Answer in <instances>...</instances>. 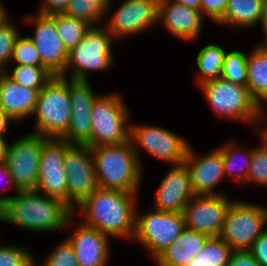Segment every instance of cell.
<instances>
[{
    "mask_svg": "<svg viewBox=\"0 0 267 266\" xmlns=\"http://www.w3.org/2000/svg\"><path fill=\"white\" fill-rule=\"evenodd\" d=\"M67 181V205L73 210L97 188L91 148L86 144H70L64 154Z\"/></svg>",
    "mask_w": 267,
    "mask_h": 266,
    "instance_id": "obj_11",
    "label": "cell"
},
{
    "mask_svg": "<svg viewBox=\"0 0 267 266\" xmlns=\"http://www.w3.org/2000/svg\"><path fill=\"white\" fill-rule=\"evenodd\" d=\"M232 248L220 237H210L195 256L204 266H227Z\"/></svg>",
    "mask_w": 267,
    "mask_h": 266,
    "instance_id": "obj_31",
    "label": "cell"
},
{
    "mask_svg": "<svg viewBox=\"0 0 267 266\" xmlns=\"http://www.w3.org/2000/svg\"><path fill=\"white\" fill-rule=\"evenodd\" d=\"M217 149L222 154L225 178H226V175L234 176L233 177L234 179L235 177H237L236 181L238 183L243 182V184H246L247 174L251 166L252 149L247 150L243 155H241L242 153L240 149L242 150L243 148H239V147L236 148L233 142L223 144L221 147ZM239 155L242 156L240 157V159L242 158L243 160H245L242 163V165L244 166L240 165V163L237 162ZM243 160H241V162ZM234 172L236 173L234 174Z\"/></svg>",
    "mask_w": 267,
    "mask_h": 266,
    "instance_id": "obj_28",
    "label": "cell"
},
{
    "mask_svg": "<svg viewBox=\"0 0 267 266\" xmlns=\"http://www.w3.org/2000/svg\"><path fill=\"white\" fill-rule=\"evenodd\" d=\"M260 266H267V229L248 250Z\"/></svg>",
    "mask_w": 267,
    "mask_h": 266,
    "instance_id": "obj_39",
    "label": "cell"
},
{
    "mask_svg": "<svg viewBox=\"0 0 267 266\" xmlns=\"http://www.w3.org/2000/svg\"><path fill=\"white\" fill-rule=\"evenodd\" d=\"M228 0H201L200 12L213 19V22L219 23L226 12Z\"/></svg>",
    "mask_w": 267,
    "mask_h": 266,
    "instance_id": "obj_38",
    "label": "cell"
},
{
    "mask_svg": "<svg viewBox=\"0 0 267 266\" xmlns=\"http://www.w3.org/2000/svg\"><path fill=\"white\" fill-rule=\"evenodd\" d=\"M233 201L223 193L194 195L183 210L185 227L209 237H219L225 215Z\"/></svg>",
    "mask_w": 267,
    "mask_h": 266,
    "instance_id": "obj_15",
    "label": "cell"
},
{
    "mask_svg": "<svg viewBox=\"0 0 267 266\" xmlns=\"http://www.w3.org/2000/svg\"><path fill=\"white\" fill-rule=\"evenodd\" d=\"M110 5L109 0H70L63 14L95 26L107 17Z\"/></svg>",
    "mask_w": 267,
    "mask_h": 266,
    "instance_id": "obj_27",
    "label": "cell"
},
{
    "mask_svg": "<svg viewBox=\"0 0 267 266\" xmlns=\"http://www.w3.org/2000/svg\"><path fill=\"white\" fill-rule=\"evenodd\" d=\"M209 238L206 234L185 227L155 261L158 266H184L203 249Z\"/></svg>",
    "mask_w": 267,
    "mask_h": 266,
    "instance_id": "obj_23",
    "label": "cell"
},
{
    "mask_svg": "<svg viewBox=\"0 0 267 266\" xmlns=\"http://www.w3.org/2000/svg\"><path fill=\"white\" fill-rule=\"evenodd\" d=\"M42 266H79L73 246L66 238L54 248ZM35 266H38L35 263Z\"/></svg>",
    "mask_w": 267,
    "mask_h": 266,
    "instance_id": "obj_37",
    "label": "cell"
},
{
    "mask_svg": "<svg viewBox=\"0 0 267 266\" xmlns=\"http://www.w3.org/2000/svg\"><path fill=\"white\" fill-rule=\"evenodd\" d=\"M0 177H1V179L5 177V180H8V182L6 181L8 183L7 186H9L10 188L13 187V190L15 192L19 191L16 188V186L14 185V182H13L12 176L10 174V171L8 170V167H7V165L5 163L0 164Z\"/></svg>",
    "mask_w": 267,
    "mask_h": 266,
    "instance_id": "obj_43",
    "label": "cell"
},
{
    "mask_svg": "<svg viewBox=\"0 0 267 266\" xmlns=\"http://www.w3.org/2000/svg\"><path fill=\"white\" fill-rule=\"evenodd\" d=\"M227 266H260L248 250L233 251Z\"/></svg>",
    "mask_w": 267,
    "mask_h": 266,
    "instance_id": "obj_40",
    "label": "cell"
},
{
    "mask_svg": "<svg viewBox=\"0 0 267 266\" xmlns=\"http://www.w3.org/2000/svg\"><path fill=\"white\" fill-rule=\"evenodd\" d=\"M184 266H204L202 263L197 261V258L194 257L192 261L189 263L185 264Z\"/></svg>",
    "mask_w": 267,
    "mask_h": 266,
    "instance_id": "obj_49",
    "label": "cell"
},
{
    "mask_svg": "<svg viewBox=\"0 0 267 266\" xmlns=\"http://www.w3.org/2000/svg\"><path fill=\"white\" fill-rule=\"evenodd\" d=\"M200 88L218 117L257 124L259 107L247 86L219 77L201 84Z\"/></svg>",
    "mask_w": 267,
    "mask_h": 266,
    "instance_id": "obj_7",
    "label": "cell"
},
{
    "mask_svg": "<svg viewBox=\"0 0 267 266\" xmlns=\"http://www.w3.org/2000/svg\"><path fill=\"white\" fill-rule=\"evenodd\" d=\"M190 145L185 165L190 173L191 187L195 195H221L215 187L225 177L222 154L218 149L208 152L202 157L194 153Z\"/></svg>",
    "mask_w": 267,
    "mask_h": 266,
    "instance_id": "obj_18",
    "label": "cell"
},
{
    "mask_svg": "<svg viewBox=\"0 0 267 266\" xmlns=\"http://www.w3.org/2000/svg\"><path fill=\"white\" fill-rule=\"evenodd\" d=\"M108 238L105 233L84 224L77 226L67 237L79 266H106L110 258Z\"/></svg>",
    "mask_w": 267,
    "mask_h": 266,
    "instance_id": "obj_21",
    "label": "cell"
},
{
    "mask_svg": "<svg viewBox=\"0 0 267 266\" xmlns=\"http://www.w3.org/2000/svg\"><path fill=\"white\" fill-rule=\"evenodd\" d=\"M90 26L80 19L67 17L64 14L55 15L56 31L68 51L82 41Z\"/></svg>",
    "mask_w": 267,
    "mask_h": 266,
    "instance_id": "obj_29",
    "label": "cell"
},
{
    "mask_svg": "<svg viewBox=\"0 0 267 266\" xmlns=\"http://www.w3.org/2000/svg\"><path fill=\"white\" fill-rule=\"evenodd\" d=\"M129 140L142 164L138 147L145 149L150 155L173 165L184 163L190 143L178 134L159 126L130 125Z\"/></svg>",
    "mask_w": 267,
    "mask_h": 266,
    "instance_id": "obj_10",
    "label": "cell"
},
{
    "mask_svg": "<svg viewBox=\"0 0 267 266\" xmlns=\"http://www.w3.org/2000/svg\"><path fill=\"white\" fill-rule=\"evenodd\" d=\"M185 228L183 213L154 209L138 216L136 211L135 234L140 244L156 260Z\"/></svg>",
    "mask_w": 267,
    "mask_h": 266,
    "instance_id": "obj_9",
    "label": "cell"
},
{
    "mask_svg": "<svg viewBox=\"0 0 267 266\" xmlns=\"http://www.w3.org/2000/svg\"><path fill=\"white\" fill-rule=\"evenodd\" d=\"M259 23H261L262 30H264L263 32H264L265 40L262 43L259 42L257 46L260 48L267 49V0H264L263 12H262V16H261Z\"/></svg>",
    "mask_w": 267,
    "mask_h": 266,
    "instance_id": "obj_42",
    "label": "cell"
},
{
    "mask_svg": "<svg viewBox=\"0 0 267 266\" xmlns=\"http://www.w3.org/2000/svg\"><path fill=\"white\" fill-rule=\"evenodd\" d=\"M154 209L165 212L183 213L184 207L194 197L190 173L181 163L173 165L156 190Z\"/></svg>",
    "mask_w": 267,
    "mask_h": 266,
    "instance_id": "obj_19",
    "label": "cell"
},
{
    "mask_svg": "<svg viewBox=\"0 0 267 266\" xmlns=\"http://www.w3.org/2000/svg\"><path fill=\"white\" fill-rule=\"evenodd\" d=\"M113 36L103 25L90 26L82 41L68 51L64 72L71 71V79L88 80L90 71H104L114 64L112 55Z\"/></svg>",
    "mask_w": 267,
    "mask_h": 266,
    "instance_id": "obj_6",
    "label": "cell"
},
{
    "mask_svg": "<svg viewBox=\"0 0 267 266\" xmlns=\"http://www.w3.org/2000/svg\"><path fill=\"white\" fill-rule=\"evenodd\" d=\"M25 22L35 26L34 35L28 38L34 43L42 66L54 76H60L65 70L68 50L56 31L55 15H28Z\"/></svg>",
    "mask_w": 267,
    "mask_h": 266,
    "instance_id": "obj_14",
    "label": "cell"
},
{
    "mask_svg": "<svg viewBox=\"0 0 267 266\" xmlns=\"http://www.w3.org/2000/svg\"><path fill=\"white\" fill-rule=\"evenodd\" d=\"M117 93L99 95L91 108V134L86 143L90 148L100 145H118L129 141V110Z\"/></svg>",
    "mask_w": 267,
    "mask_h": 266,
    "instance_id": "obj_5",
    "label": "cell"
},
{
    "mask_svg": "<svg viewBox=\"0 0 267 266\" xmlns=\"http://www.w3.org/2000/svg\"><path fill=\"white\" fill-rule=\"evenodd\" d=\"M70 144L63 139L47 138L42 144L35 190L61 199L67 204V181L64 154Z\"/></svg>",
    "mask_w": 267,
    "mask_h": 266,
    "instance_id": "obj_13",
    "label": "cell"
},
{
    "mask_svg": "<svg viewBox=\"0 0 267 266\" xmlns=\"http://www.w3.org/2000/svg\"><path fill=\"white\" fill-rule=\"evenodd\" d=\"M46 139L39 134L28 133L9 144L5 164L18 190H35L40 153Z\"/></svg>",
    "mask_w": 267,
    "mask_h": 266,
    "instance_id": "obj_12",
    "label": "cell"
},
{
    "mask_svg": "<svg viewBox=\"0 0 267 266\" xmlns=\"http://www.w3.org/2000/svg\"><path fill=\"white\" fill-rule=\"evenodd\" d=\"M8 13L5 11L4 7L0 3V27L9 21Z\"/></svg>",
    "mask_w": 267,
    "mask_h": 266,
    "instance_id": "obj_47",
    "label": "cell"
},
{
    "mask_svg": "<svg viewBox=\"0 0 267 266\" xmlns=\"http://www.w3.org/2000/svg\"><path fill=\"white\" fill-rule=\"evenodd\" d=\"M70 0H44L38 13L44 15L63 14Z\"/></svg>",
    "mask_w": 267,
    "mask_h": 266,
    "instance_id": "obj_41",
    "label": "cell"
},
{
    "mask_svg": "<svg viewBox=\"0 0 267 266\" xmlns=\"http://www.w3.org/2000/svg\"><path fill=\"white\" fill-rule=\"evenodd\" d=\"M158 0H124L105 23L113 38L128 37L157 25Z\"/></svg>",
    "mask_w": 267,
    "mask_h": 266,
    "instance_id": "obj_16",
    "label": "cell"
},
{
    "mask_svg": "<svg viewBox=\"0 0 267 266\" xmlns=\"http://www.w3.org/2000/svg\"><path fill=\"white\" fill-rule=\"evenodd\" d=\"M137 194L97 188L73 209V215L80 210L84 225L107 236L131 239L135 234Z\"/></svg>",
    "mask_w": 267,
    "mask_h": 266,
    "instance_id": "obj_2",
    "label": "cell"
},
{
    "mask_svg": "<svg viewBox=\"0 0 267 266\" xmlns=\"http://www.w3.org/2000/svg\"><path fill=\"white\" fill-rule=\"evenodd\" d=\"M225 53L221 46L215 44H208L200 49L196 59L200 71L197 75L199 86L221 77Z\"/></svg>",
    "mask_w": 267,
    "mask_h": 266,
    "instance_id": "obj_26",
    "label": "cell"
},
{
    "mask_svg": "<svg viewBox=\"0 0 267 266\" xmlns=\"http://www.w3.org/2000/svg\"><path fill=\"white\" fill-rule=\"evenodd\" d=\"M98 188L138 193L142 166L130 140L91 147Z\"/></svg>",
    "mask_w": 267,
    "mask_h": 266,
    "instance_id": "obj_3",
    "label": "cell"
},
{
    "mask_svg": "<svg viewBox=\"0 0 267 266\" xmlns=\"http://www.w3.org/2000/svg\"><path fill=\"white\" fill-rule=\"evenodd\" d=\"M249 54L247 57V87L259 107L257 126L267 116L265 115L267 109L264 107L267 104V49L256 46Z\"/></svg>",
    "mask_w": 267,
    "mask_h": 266,
    "instance_id": "obj_24",
    "label": "cell"
},
{
    "mask_svg": "<svg viewBox=\"0 0 267 266\" xmlns=\"http://www.w3.org/2000/svg\"><path fill=\"white\" fill-rule=\"evenodd\" d=\"M169 1L177 3V4L185 5L188 7H192L195 9H200V3H201V0H169Z\"/></svg>",
    "mask_w": 267,
    "mask_h": 266,
    "instance_id": "obj_45",
    "label": "cell"
},
{
    "mask_svg": "<svg viewBox=\"0 0 267 266\" xmlns=\"http://www.w3.org/2000/svg\"><path fill=\"white\" fill-rule=\"evenodd\" d=\"M68 90L71 100L69 128L61 138L69 144H86L91 134V108L99 95L93 94L89 80L70 79Z\"/></svg>",
    "mask_w": 267,
    "mask_h": 266,
    "instance_id": "obj_17",
    "label": "cell"
},
{
    "mask_svg": "<svg viewBox=\"0 0 267 266\" xmlns=\"http://www.w3.org/2000/svg\"><path fill=\"white\" fill-rule=\"evenodd\" d=\"M252 148V159L246 181L267 185V145Z\"/></svg>",
    "mask_w": 267,
    "mask_h": 266,
    "instance_id": "obj_33",
    "label": "cell"
},
{
    "mask_svg": "<svg viewBox=\"0 0 267 266\" xmlns=\"http://www.w3.org/2000/svg\"><path fill=\"white\" fill-rule=\"evenodd\" d=\"M264 0H228L223 19L218 24L249 28L260 22Z\"/></svg>",
    "mask_w": 267,
    "mask_h": 266,
    "instance_id": "obj_25",
    "label": "cell"
},
{
    "mask_svg": "<svg viewBox=\"0 0 267 266\" xmlns=\"http://www.w3.org/2000/svg\"><path fill=\"white\" fill-rule=\"evenodd\" d=\"M267 208L234 200L224 218L219 237L233 251L249 250L255 240L265 231Z\"/></svg>",
    "mask_w": 267,
    "mask_h": 266,
    "instance_id": "obj_8",
    "label": "cell"
},
{
    "mask_svg": "<svg viewBox=\"0 0 267 266\" xmlns=\"http://www.w3.org/2000/svg\"><path fill=\"white\" fill-rule=\"evenodd\" d=\"M73 210L61 199L36 190H19L0 196V222L36 232H53L72 222Z\"/></svg>",
    "mask_w": 267,
    "mask_h": 266,
    "instance_id": "obj_1",
    "label": "cell"
},
{
    "mask_svg": "<svg viewBox=\"0 0 267 266\" xmlns=\"http://www.w3.org/2000/svg\"><path fill=\"white\" fill-rule=\"evenodd\" d=\"M157 22H160L178 39L193 41L201 34L203 15L199 9L158 0Z\"/></svg>",
    "mask_w": 267,
    "mask_h": 266,
    "instance_id": "obj_20",
    "label": "cell"
},
{
    "mask_svg": "<svg viewBox=\"0 0 267 266\" xmlns=\"http://www.w3.org/2000/svg\"><path fill=\"white\" fill-rule=\"evenodd\" d=\"M36 129L31 132L45 138L61 139L67 132L71 117V100L68 80L54 76L38 94Z\"/></svg>",
    "mask_w": 267,
    "mask_h": 266,
    "instance_id": "obj_4",
    "label": "cell"
},
{
    "mask_svg": "<svg viewBox=\"0 0 267 266\" xmlns=\"http://www.w3.org/2000/svg\"><path fill=\"white\" fill-rule=\"evenodd\" d=\"M19 35V30L13 22L11 23V20L0 27V72H5L4 66L11 62L15 42Z\"/></svg>",
    "mask_w": 267,
    "mask_h": 266,
    "instance_id": "obj_34",
    "label": "cell"
},
{
    "mask_svg": "<svg viewBox=\"0 0 267 266\" xmlns=\"http://www.w3.org/2000/svg\"><path fill=\"white\" fill-rule=\"evenodd\" d=\"M8 146L4 137H0V164L5 163Z\"/></svg>",
    "mask_w": 267,
    "mask_h": 266,
    "instance_id": "obj_46",
    "label": "cell"
},
{
    "mask_svg": "<svg viewBox=\"0 0 267 266\" xmlns=\"http://www.w3.org/2000/svg\"><path fill=\"white\" fill-rule=\"evenodd\" d=\"M13 120L0 109V137H4L8 131L9 122Z\"/></svg>",
    "mask_w": 267,
    "mask_h": 266,
    "instance_id": "obj_44",
    "label": "cell"
},
{
    "mask_svg": "<svg viewBox=\"0 0 267 266\" xmlns=\"http://www.w3.org/2000/svg\"><path fill=\"white\" fill-rule=\"evenodd\" d=\"M5 73L13 81L37 91H40L54 77L43 66L13 65L12 72L5 71Z\"/></svg>",
    "mask_w": 267,
    "mask_h": 266,
    "instance_id": "obj_30",
    "label": "cell"
},
{
    "mask_svg": "<svg viewBox=\"0 0 267 266\" xmlns=\"http://www.w3.org/2000/svg\"><path fill=\"white\" fill-rule=\"evenodd\" d=\"M241 51L232 50L225 53L221 77L233 83L247 86V57Z\"/></svg>",
    "mask_w": 267,
    "mask_h": 266,
    "instance_id": "obj_32",
    "label": "cell"
},
{
    "mask_svg": "<svg viewBox=\"0 0 267 266\" xmlns=\"http://www.w3.org/2000/svg\"><path fill=\"white\" fill-rule=\"evenodd\" d=\"M16 65L42 66L34 43L27 37H19L15 42L12 59Z\"/></svg>",
    "mask_w": 267,
    "mask_h": 266,
    "instance_id": "obj_35",
    "label": "cell"
},
{
    "mask_svg": "<svg viewBox=\"0 0 267 266\" xmlns=\"http://www.w3.org/2000/svg\"><path fill=\"white\" fill-rule=\"evenodd\" d=\"M258 132L260 133V140L261 142H263L265 145H267V125L264 126L263 128L261 127V129H258Z\"/></svg>",
    "mask_w": 267,
    "mask_h": 266,
    "instance_id": "obj_48",
    "label": "cell"
},
{
    "mask_svg": "<svg viewBox=\"0 0 267 266\" xmlns=\"http://www.w3.org/2000/svg\"><path fill=\"white\" fill-rule=\"evenodd\" d=\"M34 254L17 245L0 246V266H35Z\"/></svg>",
    "mask_w": 267,
    "mask_h": 266,
    "instance_id": "obj_36",
    "label": "cell"
},
{
    "mask_svg": "<svg viewBox=\"0 0 267 266\" xmlns=\"http://www.w3.org/2000/svg\"><path fill=\"white\" fill-rule=\"evenodd\" d=\"M39 91L25 87L0 72V109L14 122L33 115Z\"/></svg>",
    "mask_w": 267,
    "mask_h": 266,
    "instance_id": "obj_22",
    "label": "cell"
}]
</instances>
